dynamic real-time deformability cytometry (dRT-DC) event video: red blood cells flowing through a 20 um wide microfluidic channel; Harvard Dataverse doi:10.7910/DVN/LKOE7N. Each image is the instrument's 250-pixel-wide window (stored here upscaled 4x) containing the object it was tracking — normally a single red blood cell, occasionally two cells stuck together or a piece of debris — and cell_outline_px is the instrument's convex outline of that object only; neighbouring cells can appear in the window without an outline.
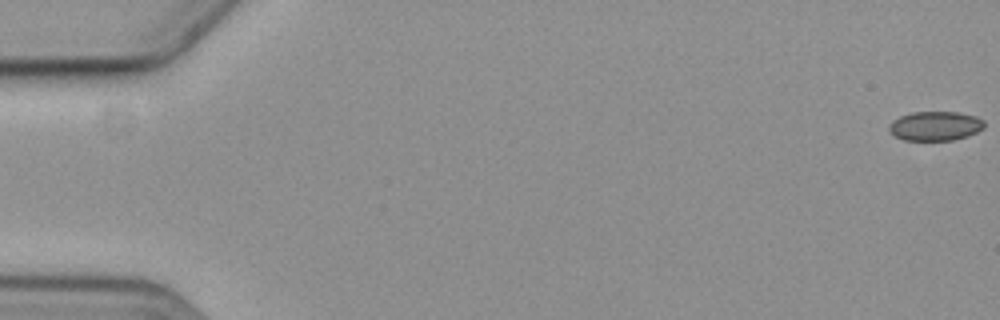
{"species": "common noctule bat (a hibernating species)", "species_latin": "Nyctalus noctula", "temperature_condition": "cold", "stored_images_in_passage": 6, "camera_frame_rate_fps": 3000, "um_per_image_px": 0.085, "animal": {"sex": "female", "body_mass_g": 19.3, "forearm_length_mm": 54.1}, "frame": {"image": 1, "passage_image": 1, "time_ms": 0.0, "image_size_px": [1000, 320], "cell_outline_px": [[984, 128], [968, 136], [952, 140], [904, 140], [888, 132], [888, 124], [892, 120], [900, 116], [912, 112], [960, 112], [976, 116], [984, 120]], "centroid_in_image_um": [79.48, 10.7], "position_along_channel_um": 5.5, "area_um2": 16.42}}
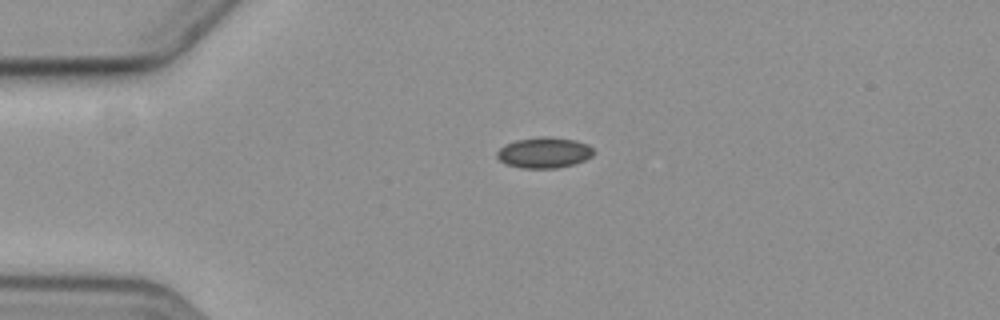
{"frame": {"image": 2, "passage_image": 5, "time_ms": 4.667, "image_size_px": [1000, 320], "cell_outline_px": [[596, 152], [592, 156], [584, 160], [572, 164], [556, 168], [520, 168], [504, 164], [496, 156], [496, 152], [500, 148], [516, 140], [544, 136], [548, 136], [576, 140], [588, 144]], "centroid_in_image_um": [46.26, 12.97], "position_along_channel_um": 38.7, "area_um2": 17.34}}